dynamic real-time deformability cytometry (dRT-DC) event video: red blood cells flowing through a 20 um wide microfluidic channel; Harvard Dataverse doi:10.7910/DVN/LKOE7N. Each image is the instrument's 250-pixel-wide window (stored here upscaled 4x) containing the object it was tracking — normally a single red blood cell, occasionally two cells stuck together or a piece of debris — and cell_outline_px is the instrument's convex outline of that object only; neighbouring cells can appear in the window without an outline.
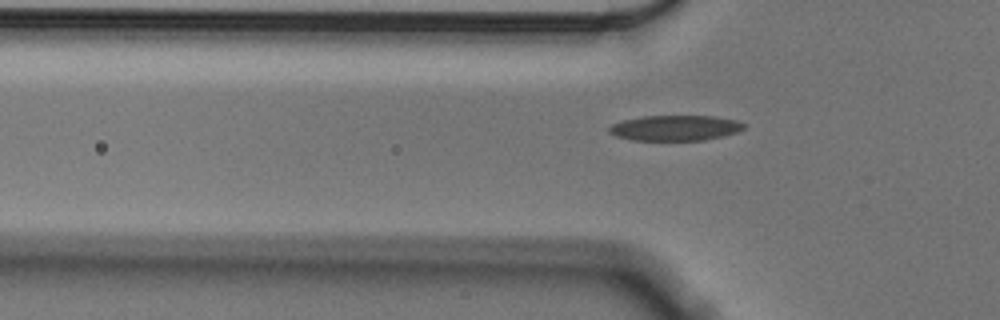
{"species": "Egyptian fruit bat (a non-hibernating species)", "species_latin": "Rousettus aegyptiacus", "temperature_condition": "cold", "stored_images_in_passage": 41, "camera_frame_rate_fps": 3000, "um_per_image_px": 0.085, "animal": {"sex": "male"}, "frame": {"image": 1, "passage_image": 9, "time_ms": 2.667, "image_size_px": [1000, 320], "cell_outline_px": [[744, 128], [736, 132], [724, 136], [704, 140], [632, 140], [616, 136], [608, 132], [608, 128], [612, 124], [620, 120], [644, 116], [716, 116], [736, 120], [744, 124]], "centroid_in_image_um": [57.36, 10.87], "position_along_channel_um": 68.4, "area_um2": 20.0}}
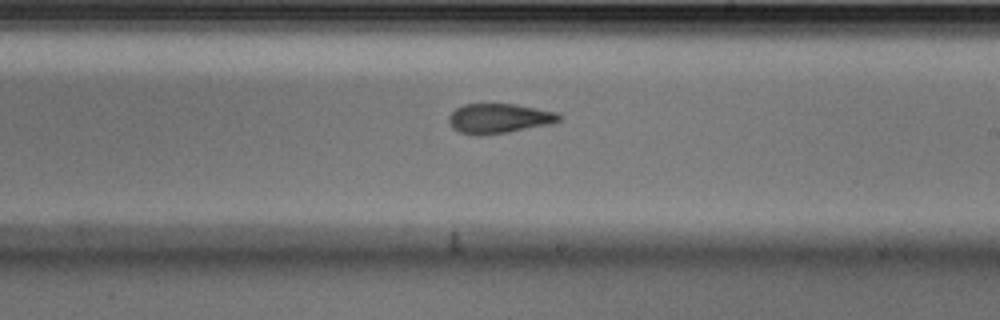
{"frame": {"image": 2, "passage_image": 24, "time_ms": 7.667, "image_size_px": [1000, 320], "cell_outline_px": [[564, 116], [560, 120], [552, 124], [508, 132], [480, 136], [476, 136], [460, 132], [452, 128], [448, 120], [448, 116], [456, 108], [464, 104], [516, 104], [556, 112]], "centroid_in_image_um": [42.42, 10.07], "position_along_channel_um": 246.6, "area_um2": 19.31}}
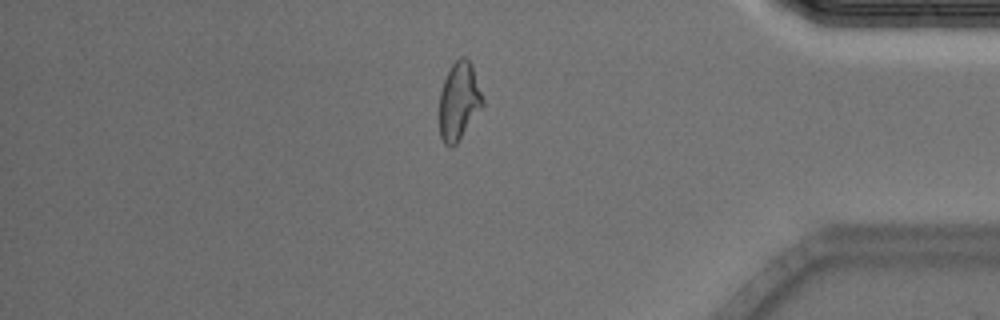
{"frame": {"image": 3, "passage_image": 39, "time_ms": 12.667, "image_size_px": [1000, 320], "cell_outline_px": [[484, 104], [456, 144], [452, 148], [444, 144], [440, 136], [440, 92], [444, 80], [452, 64], [460, 56], [464, 56], [472, 64], [484, 96]], "centroid_in_image_um": [39.03, 8.58], "position_along_channel_um": 396.2, "area_um2": 19.65}}